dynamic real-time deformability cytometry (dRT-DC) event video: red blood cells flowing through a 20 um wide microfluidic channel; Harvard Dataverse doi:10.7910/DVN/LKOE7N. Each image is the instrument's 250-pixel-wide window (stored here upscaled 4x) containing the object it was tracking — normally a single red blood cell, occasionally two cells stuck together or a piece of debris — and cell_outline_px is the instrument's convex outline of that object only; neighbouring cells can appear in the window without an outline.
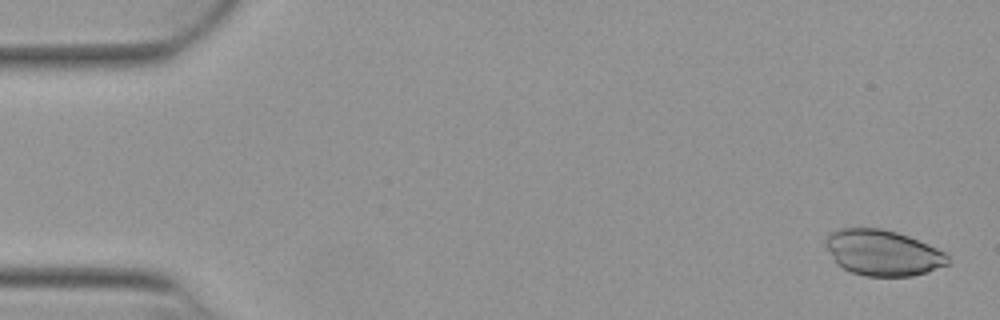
{"species": "Egyptian fruit bat (a non-hibernating species)", "species_latin": "Rousettus aegyptiacus", "temperature_condition": "warm", "stored_images_in_passage": 53, "camera_frame_rate_fps": 3000, "um_per_image_px": 0.085, "animal": {"sex": "female"}, "frame": {"image": 1, "passage_image": 2, "time_ms": 0.333, "image_size_px": [1000, 320], "cell_outline_px": [[948, 264], [928, 272], [912, 276], [864, 276], [852, 272], [836, 264], [824, 244], [824, 240], [832, 232], [840, 228], [880, 228], [896, 232], [908, 236], [936, 248], [944, 252], [948, 256]], "centroid_in_image_um": [75.01, 21.49], "position_along_channel_um": 10.0, "area_um2": 32.43}}
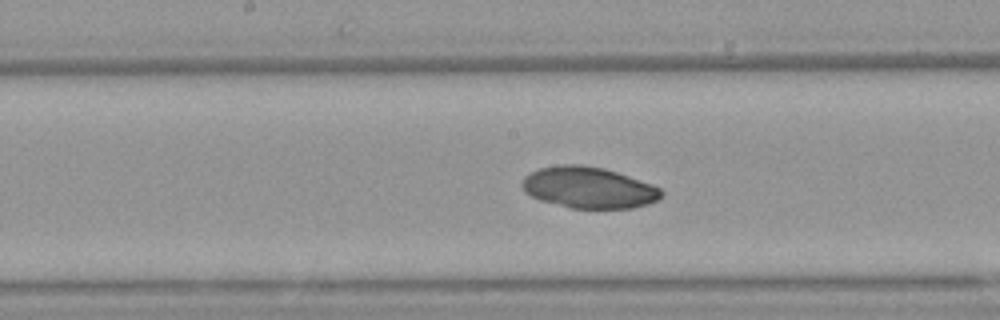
{"frame": {"image": 2, "passage_image": 27, "time_ms": 8.667, "image_size_px": [1000, 320], "cell_outline_px": [[664, 192], [656, 200], [648, 204], [632, 208], [572, 208], [540, 200], [524, 192], [520, 184], [524, 176], [540, 168], [560, 164], [580, 164], [604, 168], [652, 184], [660, 188]], "centroid_in_image_um": [50.01, 15.94], "position_along_channel_um": 198.2, "area_um2": 33.41}}
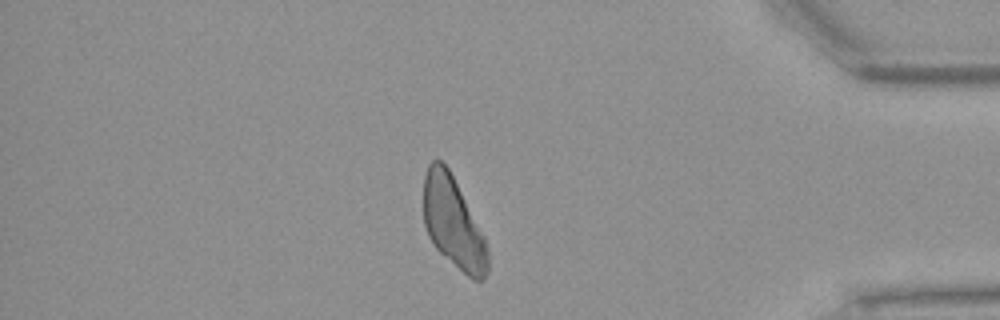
{"frame": {"image": 3, "passage_image": 45, "time_ms": 14.667, "image_size_px": [1000, 320], "cell_outline_px": [[488, 272], [484, 280], [472, 280], [440, 252], [432, 244], [428, 236], [424, 224], [424, 176], [428, 164], [432, 160], [440, 160], [448, 168], [484, 236], [488, 248]], "centroid_in_image_um": [38.52, 18.96], "position_along_channel_um": 396.7, "area_um2": 33.81}}